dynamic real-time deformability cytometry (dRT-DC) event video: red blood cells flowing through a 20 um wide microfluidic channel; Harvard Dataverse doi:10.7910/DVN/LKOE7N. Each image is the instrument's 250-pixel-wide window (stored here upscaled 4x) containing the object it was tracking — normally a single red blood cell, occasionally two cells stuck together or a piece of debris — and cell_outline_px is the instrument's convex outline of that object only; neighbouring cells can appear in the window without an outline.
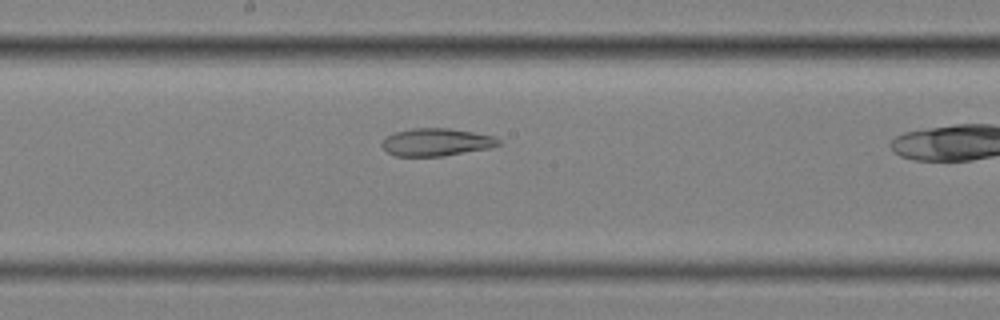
{"species": "common noctule bat (a hibernating species)", "species_latin": "Nyctalus noctula", "temperature_condition": "cold", "stored_images_in_passage": 28, "camera_frame_rate_fps": 3000, "um_per_image_px": 0.085, "animal": {"sex": "female", "body_mass_g": 25.1}, "frame": {"image": 1, "passage_image": 16, "time_ms": 5.0, "image_size_px": [1000, 320], "cell_outline_px": [[500, 144], [492, 148], [444, 156], [396, 156], [388, 152], [380, 144], [384, 136], [396, 132], [412, 128], [448, 128], [472, 132], [492, 136], [500, 140]], "centroid_in_image_um": [37.07, 12.09], "position_along_channel_um": 211.1, "area_um2": 18.84}}